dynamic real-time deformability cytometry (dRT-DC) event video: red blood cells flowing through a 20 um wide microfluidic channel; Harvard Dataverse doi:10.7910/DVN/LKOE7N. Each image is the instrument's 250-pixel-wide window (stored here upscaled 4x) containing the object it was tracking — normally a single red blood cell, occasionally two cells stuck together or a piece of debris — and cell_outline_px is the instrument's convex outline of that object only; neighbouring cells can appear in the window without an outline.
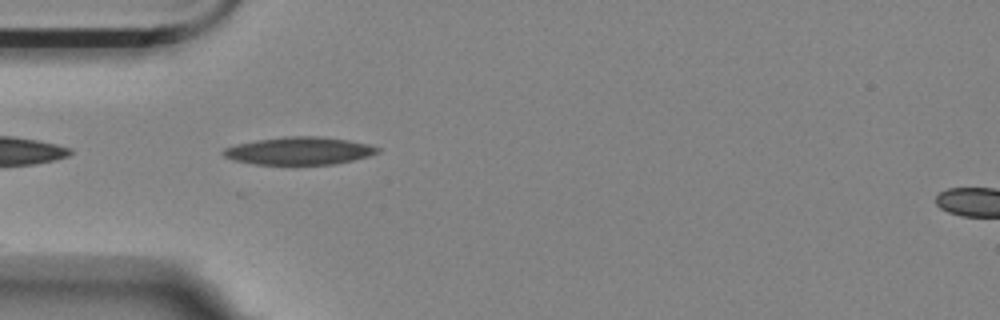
{"species": "Egyptian fruit bat (a non-hibernating species)", "species_latin": "Rousettus aegyptiacus", "temperature_condition": "room temperature", "stored_images_in_passage": 4, "camera_frame_rate_fps": 3000, "um_per_image_px": 0.085, "animal": {"sex": "female"}, "frame": {"image": 1, "passage_image": 2, "time_ms": 1.0, "image_size_px": [1000, 320], "cell_outline_px": [[380, 152], [368, 156], [352, 160], [332, 164], [256, 164], [236, 160], [224, 156], [220, 152], [224, 148], [240, 144], [260, 140], [284, 136], [316, 136], [348, 140], [368, 144], [380, 148]], "centroid_in_image_um": [25.46, 12.82], "position_along_channel_um": 59.5, "area_um2": 24.45}}
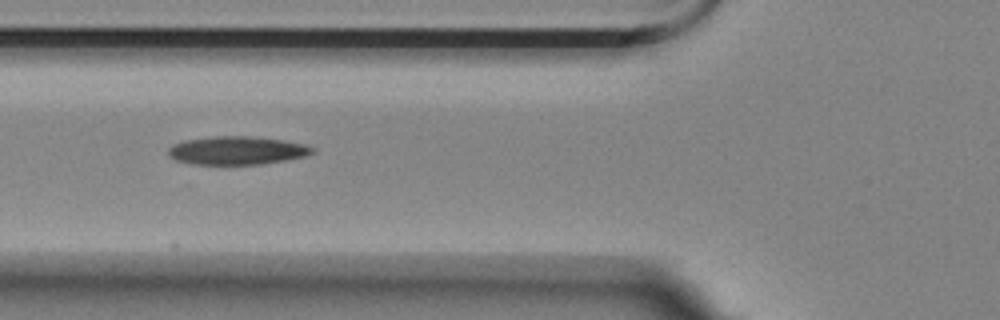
{"frame": {"image": 2, "passage_image": 3, "time_ms": 2.333, "image_size_px": [1000, 320], "cell_outline_px": [[316, 152], [308, 156], [288, 160], [260, 164], [192, 164], [176, 160], [168, 156], [168, 148], [176, 144], [188, 140], [216, 136], [248, 136], [280, 140], [304, 144], [312, 148]], "centroid_in_image_um": [20.17, 12.8], "position_along_channel_um": 105.6, "area_um2": 23.52}}
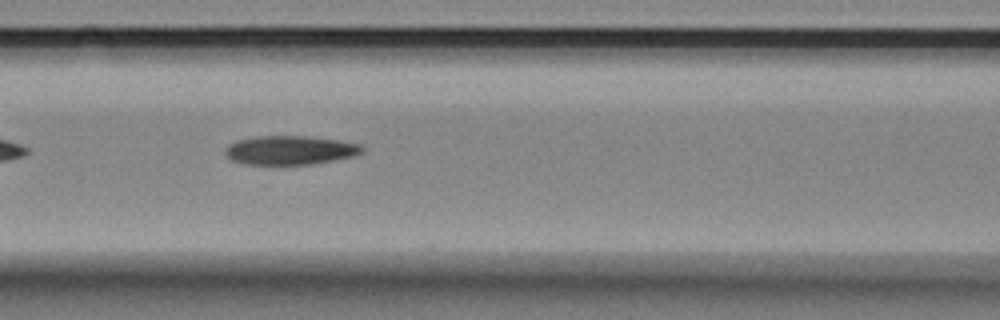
{"frame": {"image": 3, "passage_image": 4, "time_ms": 3.333, "image_size_px": [1000, 320], "cell_outline_px": [[364, 148], [360, 152], [352, 156], [332, 160], [308, 164], [272, 168], [244, 164], [232, 160], [224, 152], [224, 148], [228, 144], [236, 140], [252, 136], [304, 136], [340, 140], [360, 144]], "centroid_in_image_um": [24.54, 12.8], "position_along_channel_um": 142.1, "area_um2": 23.87}}